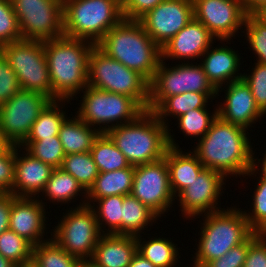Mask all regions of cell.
Segmentation results:
<instances>
[{
  "label": "cell",
  "mask_w": 266,
  "mask_h": 267,
  "mask_svg": "<svg viewBox=\"0 0 266 267\" xmlns=\"http://www.w3.org/2000/svg\"><path fill=\"white\" fill-rule=\"evenodd\" d=\"M64 208L60 211V217L54 216L59 219L55 221L53 229H50L51 238L80 260L91 259L102 235L94 210L88 205L77 208L67 206L66 210Z\"/></svg>",
  "instance_id": "obj_9"
},
{
  "label": "cell",
  "mask_w": 266,
  "mask_h": 267,
  "mask_svg": "<svg viewBox=\"0 0 266 267\" xmlns=\"http://www.w3.org/2000/svg\"><path fill=\"white\" fill-rule=\"evenodd\" d=\"M106 134L132 166L161 160L169 148L168 128L149 110L132 122L108 130Z\"/></svg>",
  "instance_id": "obj_5"
},
{
  "label": "cell",
  "mask_w": 266,
  "mask_h": 267,
  "mask_svg": "<svg viewBox=\"0 0 266 267\" xmlns=\"http://www.w3.org/2000/svg\"><path fill=\"white\" fill-rule=\"evenodd\" d=\"M217 98V93H199V92H185L179 95H174L165 98L152 112L155 114L157 119L168 128V144L172 148H186L180 147L178 143V137H175L177 133L171 129L170 123L194 109L206 108L212 101ZM173 118V119H172ZM170 120V121H169ZM171 124V125H170ZM171 126V127H170ZM174 131V133H173ZM172 132V133H171ZM177 138V139H175Z\"/></svg>",
  "instance_id": "obj_23"
},
{
  "label": "cell",
  "mask_w": 266,
  "mask_h": 267,
  "mask_svg": "<svg viewBox=\"0 0 266 267\" xmlns=\"http://www.w3.org/2000/svg\"><path fill=\"white\" fill-rule=\"evenodd\" d=\"M115 0H63V35L96 45L123 20Z\"/></svg>",
  "instance_id": "obj_6"
},
{
  "label": "cell",
  "mask_w": 266,
  "mask_h": 267,
  "mask_svg": "<svg viewBox=\"0 0 266 267\" xmlns=\"http://www.w3.org/2000/svg\"><path fill=\"white\" fill-rule=\"evenodd\" d=\"M259 15L266 20V8Z\"/></svg>",
  "instance_id": "obj_57"
},
{
  "label": "cell",
  "mask_w": 266,
  "mask_h": 267,
  "mask_svg": "<svg viewBox=\"0 0 266 267\" xmlns=\"http://www.w3.org/2000/svg\"><path fill=\"white\" fill-rule=\"evenodd\" d=\"M17 75L21 90L37 92L51 100V80L42 41L20 40L0 47Z\"/></svg>",
  "instance_id": "obj_11"
},
{
  "label": "cell",
  "mask_w": 266,
  "mask_h": 267,
  "mask_svg": "<svg viewBox=\"0 0 266 267\" xmlns=\"http://www.w3.org/2000/svg\"><path fill=\"white\" fill-rule=\"evenodd\" d=\"M136 252L135 236L102 234L90 260L99 267H129Z\"/></svg>",
  "instance_id": "obj_25"
},
{
  "label": "cell",
  "mask_w": 266,
  "mask_h": 267,
  "mask_svg": "<svg viewBox=\"0 0 266 267\" xmlns=\"http://www.w3.org/2000/svg\"><path fill=\"white\" fill-rule=\"evenodd\" d=\"M51 80V101H73L88 86L89 55L94 44L62 36L43 42Z\"/></svg>",
  "instance_id": "obj_2"
},
{
  "label": "cell",
  "mask_w": 266,
  "mask_h": 267,
  "mask_svg": "<svg viewBox=\"0 0 266 267\" xmlns=\"http://www.w3.org/2000/svg\"><path fill=\"white\" fill-rule=\"evenodd\" d=\"M151 233L155 237L148 233L143 234L144 236H136L138 253H140L144 258L148 259L156 267H175L176 265L179 267H186L185 265L183 266L182 262L180 261V257L182 255L180 249H182V247H178L179 244L176 243V240L173 239V236L172 238H170V236L167 237V233L165 234V232H163L160 236L156 232L155 234H153V232Z\"/></svg>",
  "instance_id": "obj_27"
},
{
  "label": "cell",
  "mask_w": 266,
  "mask_h": 267,
  "mask_svg": "<svg viewBox=\"0 0 266 267\" xmlns=\"http://www.w3.org/2000/svg\"><path fill=\"white\" fill-rule=\"evenodd\" d=\"M123 196L97 199L90 207L94 210L102 234L122 235Z\"/></svg>",
  "instance_id": "obj_34"
},
{
  "label": "cell",
  "mask_w": 266,
  "mask_h": 267,
  "mask_svg": "<svg viewBox=\"0 0 266 267\" xmlns=\"http://www.w3.org/2000/svg\"><path fill=\"white\" fill-rule=\"evenodd\" d=\"M54 168L34 158L21 146L15 147V173L12 194L38 198Z\"/></svg>",
  "instance_id": "obj_22"
},
{
  "label": "cell",
  "mask_w": 266,
  "mask_h": 267,
  "mask_svg": "<svg viewBox=\"0 0 266 267\" xmlns=\"http://www.w3.org/2000/svg\"><path fill=\"white\" fill-rule=\"evenodd\" d=\"M22 39L48 41L63 36V0H11Z\"/></svg>",
  "instance_id": "obj_12"
},
{
  "label": "cell",
  "mask_w": 266,
  "mask_h": 267,
  "mask_svg": "<svg viewBox=\"0 0 266 267\" xmlns=\"http://www.w3.org/2000/svg\"><path fill=\"white\" fill-rule=\"evenodd\" d=\"M19 146L54 169L61 167L66 155L58 136L39 141H23Z\"/></svg>",
  "instance_id": "obj_40"
},
{
  "label": "cell",
  "mask_w": 266,
  "mask_h": 267,
  "mask_svg": "<svg viewBox=\"0 0 266 267\" xmlns=\"http://www.w3.org/2000/svg\"><path fill=\"white\" fill-rule=\"evenodd\" d=\"M243 44L247 43L253 61L266 64V20L259 14H247L242 31Z\"/></svg>",
  "instance_id": "obj_36"
},
{
  "label": "cell",
  "mask_w": 266,
  "mask_h": 267,
  "mask_svg": "<svg viewBox=\"0 0 266 267\" xmlns=\"http://www.w3.org/2000/svg\"><path fill=\"white\" fill-rule=\"evenodd\" d=\"M135 166L99 172L93 185L87 191V205L91 206L97 199L115 196L131 195Z\"/></svg>",
  "instance_id": "obj_28"
},
{
  "label": "cell",
  "mask_w": 266,
  "mask_h": 267,
  "mask_svg": "<svg viewBox=\"0 0 266 267\" xmlns=\"http://www.w3.org/2000/svg\"><path fill=\"white\" fill-rule=\"evenodd\" d=\"M51 100L37 92L19 90L0 106V130L12 145L19 146L28 136L31 126Z\"/></svg>",
  "instance_id": "obj_15"
},
{
  "label": "cell",
  "mask_w": 266,
  "mask_h": 267,
  "mask_svg": "<svg viewBox=\"0 0 266 267\" xmlns=\"http://www.w3.org/2000/svg\"><path fill=\"white\" fill-rule=\"evenodd\" d=\"M22 40L11 0H0V47Z\"/></svg>",
  "instance_id": "obj_42"
},
{
  "label": "cell",
  "mask_w": 266,
  "mask_h": 267,
  "mask_svg": "<svg viewBox=\"0 0 266 267\" xmlns=\"http://www.w3.org/2000/svg\"><path fill=\"white\" fill-rule=\"evenodd\" d=\"M10 144L0 152V193H11L15 173V147Z\"/></svg>",
  "instance_id": "obj_44"
},
{
  "label": "cell",
  "mask_w": 266,
  "mask_h": 267,
  "mask_svg": "<svg viewBox=\"0 0 266 267\" xmlns=\"http://www.w3.org/2000/svg\"><path fill=\"white\" fill-rule=\"evenodd\" d=\"M249 132L217 117L208 132L193 146L190 145V149L205 168L222 173L228 180L233 177L238 182L236 179L239 177L243 186L246 181L243 177L252 168L256 146Z\"/></svg>",
  "instance_id": "obj_1"
},
{
  "label": "cell",
  "mask_w": 266,
  "mask_h": 267,
  "mask_svg": "<svg viewBox=\"0 0 266 267\" xmlns=\"http://www.w3.org/2000/svg\"><path fill=\"white\" fill-rule=\"evenodd\" d=\"M258 235V232H254L244 243L231 248L220 258L209 261L204 267H243L248 246Z\"/></svg>",
  "instance_id": "obj_43"
},
{
  "label": "cell",
  "mask_w": 266,
  "mask_h": 267,
  "mask_svg": "<svg viewBox=\"0 0 266 267\" xmlns=\"http://www.w3.org/2000/svg\"><path fill=\"white\" fill-rule=\"evenodd\" d=\"M227 182L222 173L204 168L196 179L175 197L176 207L180 208L177 213L181 211L185 222V219L189 221L225 209V206L221 205V199H224Z\"/></svg>",
  "instance_id": "obj_13"
},
{
  "label": "cell",
  "mask_w": 266,
  "mask_h": 267,
  "mask_svg": "<svg viewBox=\"0 0 266 267\" xmlns=\"http://www.w3.org/2000/svg\"><path fill=\"white\" fill-rule=\"evenodd\" d=\"M219 97L222 102L219 101ZM217 99L215 103L218 117L223 121L244 127L250 132H255L252 129L256 127L254 124H263L261 120L266 116L256 105L251 88L243 79L232 81L217 89Z\"/></svg>",
  "instance_id": "obj_18"
},
{
  "label": "cell",
  "mask_w": 266,
  "mask_h": 267,
  "mask_svg": "<svg viewBox=\"0 0 266 267\" xmlns=\"http://www.w3.org/2000/svg\"><path fill=\"white\" fill-rule=\"evenodd\" d=\"M255 176V177H254ZM258 176V177H257ZM253 177V178H252ZM243 178L250 179L248 181L256 180L253 187H255L252 191L248 204L243 208L242 211L245 215L246 220L248 221L249 227L254 232H261L262 230L266 229V178H262L261 176L257 175V173L251 168ZM248 206L249 209H248ZM248 209V210H246Z\"/></svg>",
  "instance_id": "obj_33"
},
{
  "label": "cell",
  "mask_w": 266,
  "mask_h": 267,
  "mask_svg": "<svg viewBox=\"0 0 266 267\" xmlns=\"http://www.w3.org/2000/svg\"><path fill=\"white\" fill-rule=\"evenodd\" d=\"M0 267H17V266L0 254Z\"/></svg>",
  "instance_id": "obj_52"
},
{
  "label": "cell",
  "mask_w": 266,
  "mask_h": 267,
  "mask_svg": "<svg viewBox=\"0 0 266 267\" xmlns=\"http://www.w3.org/2000/svg\"><path fill=\"white\" fill-rule=\"evenodd\" d=\"M15 198L11 193H0V234L9 229L10 211Z\"/></svg>",
  "instance_id": "obj_48"
},
{
  "label": "cell",
  "mask_w": 266,
  "mask_h": 267,
  "mask_svg": "<svg viewBox=\"0 0 266 267\" xmlns=\"http://www.w3.org/2000/svg\"><path fill=\"white\" fill-rule=\"evenodd\" d=\"M193 5L194 18L217 40L241 37L247 15L241 0H193Z\"/></svg>",
  "instance_id": "obj_16"
},
{
  "label": "cell",
  "mask_w": 266,
  "mask_h": 267,
  "mask_svg": "<svg viewBox=\"0 0 266 267\" xmlns=\"http://www.w3.org/2000/svg\"><path fill=\"white\" fill-rule=\"evenodd\" d=\"M198 218L199 237H195L196 247L193 246L195 251L192 250L190 258L192 262L186 264L189 267H204L209 261L220 258L231 248L244 243L254 233L239 203L238 206L233 203V206L231 204L220 211L195 217L191 222L194 223Z\"/></svg>",
  "instance_id": "obj_3"
},
{
  "label": "cell",
  "mask_w": 266,
  "mask_h": 267,
  "mask_svg": "<svg viewBox=\"0 0 266 267\" xmlns=\"http://www.w3.org/2000/svg\"><path fill=\"white\" fill-rule=\"evenodd\" d=\"M161 218L132 195L123 196L122 235L139 236L150 230ZM152 227V228H150ZM150 228V229H149ZM147 232H146V231Z\"/></svg>",
  "instance_id": "obj_30"
},
{
  "label": "cell",
  "mask_w": 266,
  "mask_h": 267,
  "mask_svg": "<svg viewBox=\"0 0 266 267\" xmlns=\"http://www.w3.org/2000/svg\"><path fill=\"white\" fill-rule=\"evenodd\" d=\"M79 198L81 199L79 200ZM38 199L46 208L49 206V209L51 208L50 204H60L62 207V204L69 206L70 203V205L73 203L75 205L69 206V208H77L87 205V191L71 174L61 168H55Z\"/></svg>",
  "instance_id": "obj_24"
},
{
  "label": "cell",
  "mask_w": 266,
  "mask_h": 267,
  "mask_svg": "<svg viewBox=\"0 0 266 267\" xmlns=\"http://www.w3.org/2000/svg\"><path fill=\"white\" fill-rule=\"evenodd\" d=\"M185 92L217 93L197 62L174 63L161 60L149 82L148 110L153 111L165 98Z\"/></svg>",
  "instance_id": "obj_10"
},
{
  "label": "cell",
  "mask_w": 266,
  "mask_h": 267,
  "mask_svg": "<svg viewBox=\"0 0 266 267\" xmlns=\"http://www.w3.org/2000/svg\"><path fill=\"white\" fill-rule=\"evenodd\" d=\"M33 261L39 267H78L80 259L50 238L33 247Z\"/></svg>",
  "instance_id": "obj_37"
},
{
  "label": "cell",
  "mask_w": 266,
  "mask_h": 267,
  "mask_svg": "<svg viewBox=\"0 0 266 267\" xmlns=\"http://www.w3.org/2000/svg\"><path fill=\"white\" fill-rule=\"evenodd\" d=\"M33 245L13 230L0 234V254L17 267H27L33 260Z\"/></svg>",
  "instance_id": "obj_39"
},
{
  "label": "cell",
  "mask_w": 266,
  "mask_h": 267,
  "mask_svg": "<svg viewBox=\"0 0 266 267\" xmlns=\"http://www.w3.org/2000/svg\"><path fill=\"white\" fill-rule=\"evenodd\" d=\"M28 267H39L33 260L30 262Z\"/></svg>",
  "instance_id": "obj_58"
},
{
  "label": "cell",
  "mask_w": 266,
  "mask_h": 267,
  "mask_svg": "<svg viewBox=\"0 0 266 267\" xmlns=\"http://www.w3.org/2000/svg\"><path fill=\"white\" fill-rule=\"evenodd\" d=\"M78 267H99L92 260H80Z\"/></svg>",
  "instance_id": "obj_54"
},
{
  "label": "cell",
  "mask_w": 266,
  "mask_h": 267,
  "mask_svg": "<svg viewBox=\"0 0 266 267\" xmlns=\"http://www.w3.org/2000/svg\"><path fill=\"white\" fill-rule=\"evenodd\" d=\"M74 100L78 106L74 113L100 133L137 119L146 110L127 95L112 93L87 86ZM80 104V105H79Z\"/></svg>",
  "instance_id": "obj_7"
},
{
  "label": "cell",
  "mask_w": 266,
  "mask_h": 267,
  "mask_svg": "<svg viewBox=\"0 0 266 267\" xmlns=\"http://www.w3.org/2000/svg\"><path fill=\"white\" fill-rule=\"evenodd\" d=\"M165 0H127L122 6L123 18L126 20H139L148 11L154 9Z\"/></svg>",
  "instance_id": "obj_46"
},
{
  "label": "cell",
  "mask_w": 266,
  "mask_h": 267,
  "mask_svg": "<svg viewBox=\"0 0 266 267\" xmlns=\"http://www.w3.org/2000/svg\"><path fill=\"white\" fill-rule=\"evenodd\" d=\"M96 46L107 56L139 72L149 82L162 60L161 48L137 20L123 19Z\"/></svg>",
  "instance_id": "obj_4"
},
{
  "label": "cell",
  "mask_w": 266,
  "mask_h": 267,
  "mask_svg": "<svg viewBox=\"0 0 266 267\" xmlns=\"http://www.w3.org/2000/svg\"><path fill=\"white\" fill-rule=\"evenodd\" d=\"M259 235L266 241V229L259 232Z\"/></svg>",
  "instance_id": "obj_55"
},
{
  "label": "cell",
  "mask_w": 266,
  "mask_h": 267,
  "mask_svg": "<svg viewBox=\"0 0 266 267\" xmlns=\"http://www.w3.org/2000/svg\"><path fill=\"white\" fill-rule=\"evenodd\" d=\"M90 152L99 172L115 171L130 166L125 155L106 133L99 134Z\"/></svg>",
  "instance_id": "obj_35"
},
{
  "label": "cell",
  "mask_w": 266,
  "mask_h": 267,
  "mask_svg": "<svg viewBox=\"0 0 266 267\" xmlns=\"http://www.w3.org/2000/svg\"><path fill=\"white\" fill-rule=\"evenodd\" d=\"M20 90L16 73L0 52V106Z\"/></svg>",
  "instance_id": "obj_45"
},
{
  "label": "cell",
  "mask_w": 266,
  "mask_h": 267,
  "mask_svg": "<svg viewBox=\"0 0 266 267\" xmlns=\"http://www.w3.org/2000/svg\"><path fill=\"white\" fill-rule=\"evenodd\" d=\"M243 267H266V241L260 235L249 244Z\"/></svg>",
  "instance_id": "obj_47"
},
{
  "label": "cell",
  "mask_w": 266,
  "mask_h": 267,
  "mask_svg": "<svg viewBox=\"0 0 266 267\" xmlns=\"http://www.w3.org/2000/svg\"><path fill=\"white\" fill-rule=\"evenodd\" d=\"M263 147H266V145ZM264 149V153L260 151L262 153V157H260L259 159V155L257 154L258 152H256V148L253 149V154L255 155H253L252 169L262 178H266V148Z\"/></svg>",
  "instance_id": "obj_49"
},
{
  "label": "cell",
  "mask_w": 266,
  "mask_h": 267,
  "mask_svg": "<svg viewBox=\"0 0 266 267\" xmlns=\"http://www.w3.org/2000/svg\"><path fill=\"white\" fill-rule=\"evenodd\" d=\"M210 104L212 107L214 106L213 112L210 110ZM217 117V104L212 101L206 108L194 109L176 118L174 127L177 125L178 130L176 131H180L178 133L184 135L187 141L189 137L191 140L194 138L193 144H195V141H198L208 132L212 122Z\"/></svg>",
  "instance_id": "obj_32"
},
{
  "label": "cell",
  "mask_w": 266,
  "mask_h": 267,
  "mask_svg": "<svg viewBox=\"0 0 266 267\" xmlns=\"http://www.w3.org/2000/svg\"><path fill=\"white\" fill-rule=\"evenodd\" d=\"M66 104H70L72 106L71 101L68 100L50 101L40 112L24 141H39L44 140L45 138L58 136L61 125L69 117L67 115L69 111L66 110L68 105Z\"/></svg>",
  "instance_id": "obj_31"
},
{
  "label": "cell",
  "mask_w": 266,
  "mask_h": 267,
  "mask_svg": "<svg viewBox=\"0 0 266 267\" xmlns=\"http://www.w3.org/2000/svg\"><path fill=\"white\" fill-rule=\"evenodd\" d=\"M131 195L149 207L161 219L170 210V213L175 212V196L170 187L169 171L165 158L135 166Z\"/></svg>",
  "instance_id": "obj_14"
},
{
  "label": "cell",
  "mask_w": 266,
  "mask_h": 267,
  "mask_svg": "<svg viewBox=\"0 0 266 267\" xmlns=\"http://www.w3.org/2000/svg\"><path fill=\"white\" fill-rule=\"evenodd\" d=\"M60 168L71 174L86 191L99 173L90 151L65 155Z\"/></svg>",
  "instance_id": "obj_38"
},
{
  "label": "cell",
  "mask_w": 266,
  "mask_h": 267,
  "mask_svg": "<svg viewBox=\"0 0 266 267\" xmlns=\"http://www.w3.org/2000/svg\"><path fill=\"white\" fill-rule=\"evenodd\" d=\"M164 158L168 166L170 187L175 197L205 168L190 149L186 151L185 148L169 147Z\"/></svg>",
  "instance_id": "obj_26"
},
{
  "label": "cell",
  "mask_w": 266,
  "mask_h": 267,
  "mask_svg": "<svg viewBox=\"0 0 266 267\" xmlns=\"http://www.w3.org/2000/svg\"><path fill=\"white\" fill-rule=\"evenodd\" d=\"M72 113L61 125L58 133L64 152L66 155L89 152L100 132Z\"/></svg>",
  "instance_id": "obj_29"
},
{
  "label": "cell",
  "mask_w": 266,
  "mask_h": 267,
  "mask_svg": "<svg viewBox=\"0 0 266 267\" xmlns=\"http://www.w3.org/2000/svg\"><path fill=\"white\" fill-rule=\"evenodd\" d=\"M246 14H260L266 8V0H241Z\"/></svg>",
  "instance_id": "obj_50"
},
{
  "label": "cell",
  "mask_w": 266,
  "mask_h": 267,
  "mask_svg": "<svg viewBox=\"0 0 266 267\" xmlns=\"http://www.w3.org/2000/svg\"><path fill=\"white\" fill-rule=\"evenodd\" d=\"M10 143L4 138L2 131L0 130V152L4 151Z\"/></svg>",
  "instance_id": "obj_53"
},
{
  "label": "cell",
  "mask_w": 266,
  "mask_h": 267,
  "mask_svg": "<svg viewBox=\"0 0 266 267\" xmlns=\"http://www.w3.org/2000/svg\"><path fill=\"white\" fill-rule=\"evenodd\" d=\"M121 7L127 2V0H115Z\"/></svg>",
  "instance_id": "obj_56"
},
{
  "label": "cell",
  "mask_w": 266,
  "mask_h": 267,
  "mask_svg": "<svg viewBox=\"0 0 266 267\" xmlns=\"http://www.w3.org/2000/svg\"><path fill=\"white\" fill-rule=\"evenodd\" d=\"M242 79L250 86L258 108L266 115V64L254 61V64L243 72Z\"/></svg>",
  "instance_id": "obj_41"
},
{
  "label": "cell",
  "mask_w": 266,
  "mask_h": 267,
  "mask_svg": "<svg viewBox=\"0 0 266 267\" xmlns=\"http://www.w3.org/2000/svg\"><path fill=\"white\" fill-rule=\"evenodd\" d=\"M47 209L38 198L16 197L12 201L9 229L33 246L49 240L51 238L49 229L52 226V222H50L52 218L49 219L50 212Z\"/></svg>",
  "instance_id": "obj_19"
},
{
  "label": "cell",
  "mask_w": 266,
  "mask_h": 267,
  "mask_svg": "<svg viewBox=\"0 0 266 267\" xmlns=\"http://www.w3.org/2000/svg\"><path fill=\"white\" fill-rule=\"evenodd\" d=\"M88 86L127 95L148 110L149 81L139 72L107 56L96 45L89 55Z\"/></svg>",
  "instance_id": "obj_8"
},
{
  "label": "cell",
  "mask_w": 266,
  "mask_h": 267,
  "mask_svg": "<svg viewBox=\"0 0 266 267\" xmlns=\"http://www.w3.org/2000/svg\"><path fill=\"white\" fill-rule=\"evenodd\" d=\"M215 41L219 42L201 22L193 18L161 48L162 61L198 62Z\"/></svg>",
  "instance_id": "obj_20"
},
{
  "label": "cell",
  "mask_w": 266,
  "mask_h": 267,
  "mask_svg": "<svg viewBox=\"0 0 266 267\" xmlns=\"http://www.w3.org/2000/svg\"><path fill=\"white\" fill-rule=\"evenodd\" d=\"M129 267H156L148 259L144 258L140 253L136 252L133 256Z\"/></svg>",
  "instance_id": "obj_51"
},
{
  "label": "cell",
  "mask_w": 266,
  "mask_h": 267,
  "mask_svg": "<svg viewBox=\"0 0 266 267\" xmlns=\"http://www.w3.org/2000/svg\"><path fill=\"white\" fill-rule=\"evenodd\" d=\"M218 41L220 42L216 45L215 41L202 55L200 61H198L206 76L216 89H219L232 81L242 79L243 74L240 69L247 66H241L243 65V62H246L242 59L244 58L241 55L242 53H238V49L236 51V48L233 45H229L231 44V41L233 43L235 41Z\"/></svg>",
  "instance_id": "obj_21"
},
{
  "label": "cell",
  "mask_w": 266,
  "mask_h": 267,
  "mask_svg": "<svg viewBox=\"0 0 266 267\" xmlns=\"http://www.w3.org/2000/svg\"><path fill=\"white\" fill-rule=\"evenodd\" d=\"M193 18V0H165L138 21L150 38L162 48Z\"/></svg>",
  "instance_id": "obj_17"
}]
</instances>
